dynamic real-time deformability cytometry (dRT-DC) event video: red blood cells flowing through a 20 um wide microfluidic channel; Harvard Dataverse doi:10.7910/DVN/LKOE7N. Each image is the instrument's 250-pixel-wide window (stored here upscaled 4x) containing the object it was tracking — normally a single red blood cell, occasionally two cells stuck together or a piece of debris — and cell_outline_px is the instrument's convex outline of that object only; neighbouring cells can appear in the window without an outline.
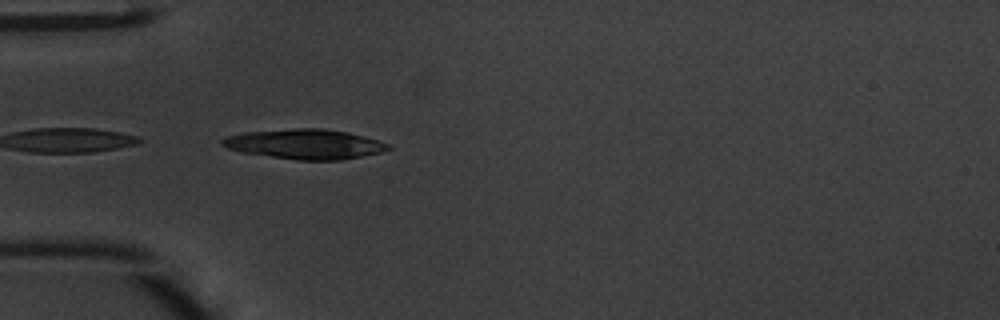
{"species": "common noctule bat (a hibernating species)", "species_latin": "Nyctalus noctula", "temperature_condition": "warm", "stored_images_in_passage": 23, "camera_frame_rate_fps": 3000, "um_per_image_px": 0.085, "animal": {"sex": "male", "body_mass_g": 20.1, "forearm_length_mm": 53.5}, "frame": {"image": 1, "passage_image": 14, "time_ms": 4.333, "image_size_px": [1000, 320], "cell_outline_px": [[392, 148], [380, 152], [340, 160], [296, 160], [240, 152], [228, 148], [220, 144], [220, 140], [228, 136], [244, 132], [296, 128], [324, 128], [348, 132], [364, 136], [392, 144]], "centroid_in_image_um": [25.92, 12.24], "position_along_channel_um": 59.1, "area_um2": 28.96}}